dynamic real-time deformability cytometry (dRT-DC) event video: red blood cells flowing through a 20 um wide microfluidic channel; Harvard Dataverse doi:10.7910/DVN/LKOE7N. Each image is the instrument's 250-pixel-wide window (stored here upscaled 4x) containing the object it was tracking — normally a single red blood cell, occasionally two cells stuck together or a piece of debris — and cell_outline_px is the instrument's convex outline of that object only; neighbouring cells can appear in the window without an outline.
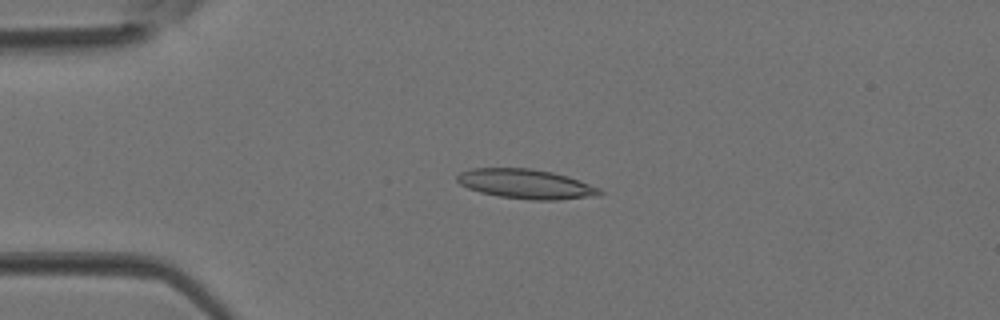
{"species": "Egyptian fruit bat (a non-hibernating species)", "species_latin": "Rousettus aegyptiacus", "temperature_condition": "room temperature", "stored_images_in_passage": 3, "camera_frame_rate_fps": 3000, "um_per_image_px": 0.085, "animal": {"sex": "female"}, "frame": {"image": 1, "passage_image": 3, "time_ms": 0.667, "image_size_px": [1000, 320], "cell_outline_px": [[604, 192], [600, 196], [556, 200], [532, 200], [500, 196], [480, 192], [468, 188], [460, 184], [456, 180], [456, 176], [460, 172], [472, 168], [528, 168], [552, 172], [568, 176], [600, 188]], "centroid_in_image_um": [44.73, 15.64], "position_along_channel_um": 40.3, "area_um2": 24.62}}